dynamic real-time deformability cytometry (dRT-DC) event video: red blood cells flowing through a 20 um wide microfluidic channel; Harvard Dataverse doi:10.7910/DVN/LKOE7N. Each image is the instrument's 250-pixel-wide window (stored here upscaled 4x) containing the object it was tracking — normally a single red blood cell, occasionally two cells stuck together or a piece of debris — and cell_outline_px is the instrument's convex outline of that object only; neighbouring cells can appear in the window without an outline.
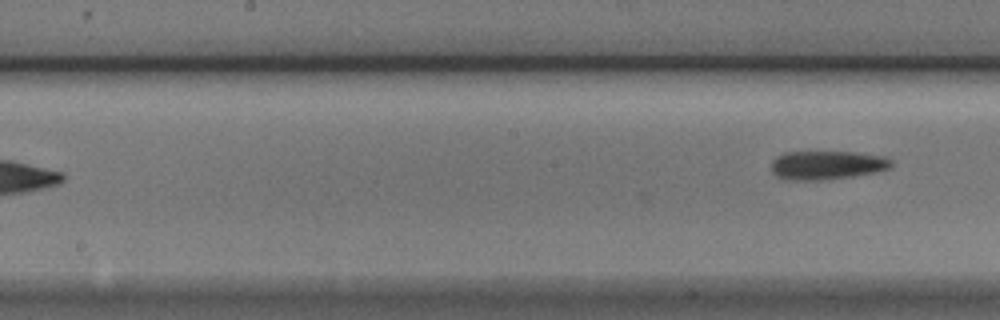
{"species": "Egyptian fruit bat (a non-hibernating species)", "species_latin": "Rousettus aegyptiacus", "temperature_condition": "cold", "stored_images_in_passage": 9, "segment_of_instrument_passage": [2, 2], "camera_frame_rate_fps": 3000, "um_per_image_px": 0.085, "animal": {"sex": "male"}, "frame": {"image": 1, "passage_image": 9, "time_ms": 2.667, "image_size_px": [1000, 320], "cell_outline_px": [[892, 168], [876, 172], [852, 176], [820, 180], [784, 180], [776, 176], [772, 172], [772, 160], [776, 156], [784, 152], [856, 152], [884, 156], [892, 160]], "centroid_in_image_um": [70.28, 14.03], "position_along_channel_um": 177.9, "area_um2": 20.29}}